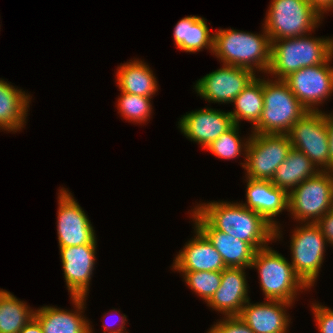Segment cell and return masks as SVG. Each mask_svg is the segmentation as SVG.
Wrapping results in <instances>:
<instances>
[{
    "label": "cell",
    "mask_w": 333,
    "mask_h": 333,
    "mask_svg": "<svg viewBox=\"0 0 333 333\" xmlns=\"http://www.w3.org/2000/svg\"><path fill=\"white\" fill-rule=\"evenodd\" d=\"M256 268L265 300L294 303L297 295L309 287L295 273L293 266L282 254L266 246L254 254L251 269Z\"/></svg>",
    "instance_id": "277c9868"
},
{
    "label": "cell",
    "mask_w": 333,
    "mask_h": 333,
    "mask_svg": "<svg viewBox=\"0 0 333 333\" xmlns=\"http://www.w3.org/2000/svg\"><path fill=\"white\" fill-rule=\"evenodd\" d=\"M311 309L320 333H333V309L312 303Z\"/></svg>",
    "instance_id": "1f68e13d"
},
{
    "label": "cell",
    "mask_w": 333,
    "mask_h": 333,
    "mask_svg": "<svg viewBox=\"0 0 333 333\" xmlns=\"http://www.w3.org/2000/svg\"><path fill=\"white\" fill-rule=\"evenodd\" d=\"M292 148L303 152L320 171H329V144L324 112L307 111L290 129Z\"/></svg>",
    "instance_id": "30bf717a"
},
{
    "label": "cell",
    "mask_w": 333,
    "mask_h": 333,
    "mask_svg": "<svg viewBox=\"0 0 333 333\" xmlns=\"http://www.w3.org/2000/svg\"><path fill=\"white\" fill-rule=\"evenodd\" d=\"M309 35L270 40L271 63L267 74L284 79L301 68L324 64L333 55V37Z\"/></svg>",
    "instance_id": "3957f363"
},
{
    "label": "cell",
    "mask_w": 333,
    "mask_h": 333,
    "mask_svg": "<svg viewBox=\"0 0 333 333\" xmlns=\"http://www.w3.org/2000/svg\"><path fill=\"white\" fill-rule=\"evenodd\" d=\"M233 125L234 122L229 112L210 107L186 113L178 121V128L183 135L198 143L203 149Z\"/></svg>",
    "instance_id": "9a60e30c"
},
{
    "label": "cell",
    "mask_w": 333,
    "mask_h": 333,
    "mask_svg": "<svg viewBox=\"0 0 333 333\" xmlns=\"http://www.w3.org/2000/svg\"><path fill=\"white\" fill-rule=\"evenodd\" d=\"M75 310L55 306L35 309L34 318L40 323L43 333H89L90 322L85 315L87 297H70Z\"/></svg>",
    "instance_id": "44dd1931"
},
{
    "label": "cell",
    "mask_w": 333,
    "mask_h": 333,
    "mask_svg": "<svg viewBox=\"0 0 333 333\" xmlns=\"http://www.w3.org/2000/svg\"><path fill=\"white\" fill-rule=\"evenodd\" d=\"M206 19L201 16H186L174 27L173 38L177 49L189 53L203 51L213 52L214 34L210 32Z\"/></svg>",
    "instance_id": "cb8c5ba5"
},
{
    "label": "cell",
    "mask_w": 333,
    "mask_h": 333,
    "mask_svg": "<svg viewBox=\"0 0 333 333\" xmlns=\"http://www.w3.org/2000/svg\"><path fill=\"white\" fill-rule=\"evenodd\" d=\"M192 221L221 255L225 266L230 268H249L256 250L247 242L216 230L195 208L191 210Z\"/></svg>",
    "instance_id": "e0dca14e"
},
{
    "label": "cell",
    "mask_w": 333,
    "mask_h": 333,
    "mask_svg": "<svg viewBox=\"0 0 333 333\" xmlns=\"http://www.w3.org/2000/svg\"><path fill=\"white\" fill-rule=\"evenodd\" d=\"M194 208L216 230L249 243L256 251L275 240V227L240 202L211 201Z\"/></svg>",
    "instance_id": "6da1fadb"
},
{
    "label": "cell",
    "mask_w": 333,
    "mask_h": 333,
    "mask_svg": "<svg viewBox=\"0 0 333 333\" xmlns=\"http://www.w3.org/2000/svg\"><path fill=\"white\" fill-rule=\"evenodd\" d=\"M256 76L250 69L222 64L220 69L198 79L194 89L207 102L232 104Z\"/></svg>",
    "instance_id": "4fadbf2b"
},
{
    "label": "cell",
    "mask_w": 333,
    "mask_h": 333,
    "mask_svg": "<svg viewBox=\"0 0 333 333\" xmlns=\"http://www.w3.org/2000/svg\"><path fill=\"white\" fill-rule=\"evenodd\" d=\"M326 242L333 246V209L327 211L317 222Z\"/></svg>",
    "instance_id": "d6a6232c"
},
{
    "label": "cell",
    "mask_w": 333,
    "mask_h": 333,
    "mask_svg": "<svg viewBox=\"0 0 333 333\" xmlns=\"http://www.w3.org/2000/svg\"><path fill=\"white\" fill-rule=\"evenodd\" d=\"M207 333H254L239 316H225L208 329Z\"/></svg>",
    "instance_id": "4dcf8cb0"
},
{
    "label": "cell",
    "mask_w": 333,
    "mask_h": 333,
    "mask_svg": "<svg viewBox=\"0 0 333 333\" xmlns=\"http://www.w3.org/2000/svg\"><path fill=\"white\" fill-rule=\"evenodd\" d=\"M194 238L186 242L182 250L174 257L172 270L174 271H220L225 263L219 252L209 240L194 227Z\"/></svg>",
    "instance_id": "ffe728a7"
},
{
    "label": "cell",
    "mask_w": 333,
    "mask_h": 333,
    "mask_svg": "<svg viewBox=\"0 0 333 333\" xmlns=\"http://www.w3.org/2000/svg\"><path fill=\"white\" fill-rule=\"evenodd\" d=\"M292 304L278 300L252 304L249 300L238 316L254 333H287L291 319L286 311Z\"/></svg>",
    "instance_id": "ac0fdd59"
},
{
    "label": "cell",
    "mask_w": 333,
    "mask_h": 333,
    "mask_svg": "<svg viewBox=\"0 0 333 333\" xmlns=\"http://www.w3.org/2000/svg\"><path fill=\"white\" fill-rule=\"evenodd\" d=\"M151 98L121 92L117 101L118 112L128 122L146 123L152 116Z\"/></svg>",
    "instance_id": "f1b7e54d"
},
{
    "label": "cell",
    "mask_w": 333,
    "mask_h": 333,
    "mask_svg": "<svg viewBox=\"0 0 333 333\" xmlns=\"http://www.w3.org/2000/svg\"><path fill=\"white\" fill-rule=\"evenodd\" d=\"M182 274L185 284L200 296L204 302H208L221 284L220 271H178Z\"/></svg>",
    "instance_id": "f546056e"
},
{
    "label": "cell",
    "mask_w": 333,
    "mask_h": 333,
    "mask_svg": "<svg viewBox=\"0 0 333 333\" xmlns=\"http://www.w3.org/2000/svg\"><path fill=\"white\" fill-rule=\"evenodd\" d=\"M246 268H225L221 273V284L207 302L212 310L225 316H238L243 306L251 300L248 296Z\"/></svg>",
    "instance_id": "d6986e66"
},
{
    "label": "cell",
    "mask_w": 333,
    "mask_h": 333,
    "mask_svg": "<svg viewBox=\"0 0 333 333\" xmlns=\"http://www.w3.org/2000/svg\"><path fill=\"white\" fill-rule=\"evenodd\" d=\"M232 103L235 109L229 113L234 124L240 125L241 120H246L253 128L258 123L264 107L263 78L256 76Z\"/></svg>",
    "instance_id": "484cf974"
},
{
    "label": "cell",
    "mask_w": 333,
    "mask_h": 333,
    "mask_svg": "<svg viewBox=\"0 0 333 333\" xmlns=\"http://www.w3.org/2000/svg\"><path fill=\"white\" fill-rule=\"evenodd\" d=\"M76 201L68 189H59L56 223L59 248L97 244L95 230Z\"/></svg>",
    "instance_id": "7c38bea8"
},
{
    "label": "cell",
    "mask_w": 333,
    "mask_h": 333,
    "mask_svg": "<svg viewBox=\"0 0 333 333\" xmlns=\"http://www.w3.org/2000/svg\"><path fill=\"white\" fill-rule=\"evenodd\" d=\"M94 330H92V326L89 325V333H94ZM107 333H128V331L126 332L125 330L123 331H117V332H107Z\"/></svg>",
    "instance_id": "74e56055"
},
{
    "label": "cell",
    "mask_w": 333,
    "mask_h": 333,
    "mask_svg": "<svg viewBox=\"0 0 333 333\" xmlns=\"http://www.w3.org/2000/svg\"><path fill=\"white\" fill-rule=\"evenodd\" d=\"M34 316L35 310L26 302L0 289V333H18Z\"/></svg>",
    "instance_id": "4316f807"
},
{
    "label": "cell",
    "mask_w": 333,
    "mask_h": 333,
    "mask_svg": "<svg viewBox=\"0 0 333 333\" xmlns=\"http://www.w3.org/2000/svg\"><path fill=\"white\" fill-rule=\"evenodd\" d=\"M113 315V313L111 314ZM127 316L125 314H122L119 321L120 322L119 324H117L118 327H115L113 323H109V321L107 322L106 320H104L105 322L103 323V328H104V332L103 333H107V332H117V331H123V330H126L125 329V325H126V322H127ZM110 324V325H109ZM114 326V327H113ZM114 328V329H113Z\"/></svg>",
    "instance_id": "d590c367"
},
{
    "label": "cell",
    "mask_w": 333,
    "mask_h": 333,
    "mask_svg": "<svg viewBox=\"0 0 333 333\" xmlns=\"http://www.w3.org/2000/svg\"><path fill=\"white\" fill-rule=\"evenodd\" d=\"M246 208L259 213L275 227V239H281L283 231L276 221L282 211H288V193L276 187L271 181L246 178Z\"/></svg>",
    "instance_id": "2e32d148"
},
{
    "label": "cell",
    "mask_w": 333,
    "mask_h": 333,
    "mask_svg": "<svg viewBox=\"0 0 333 333\" xmlns=\"http://www.w3.org/2000/svg\"><path fill=\"white\" fill-rule=\"evenodd\" d=\"M119 91L129 94L153 97L158 91V84L148 64L139 59L120 64L116 72Z\"/></svg>",
    "instance_id": "603a6c76"
},
{
    "label": "cell",
    "mask_w": 333,
    "mask_h": 333,
    "mask_svg": "<svg viewBox=\"0 0 333 333\" xmlns=\"http://www.w3.org/2000/svg\"><path fill=\"white\" fill-rule=\"evenodd\" d=\"M319 171L303 152L292 148L287 158L275 171L271 182L289 194L304 180L315 176Z\"/></svg>",
    "instance_id": "d4e9b609"
},
{
    "label": "cell",
    "mask_w": 333,
    "mask_h": 333,
    "mask_svg": "<svg viewBox=\"0 0 333 333\" xmlns=\"http://www.w3.org/2000/svg\"><path fill=\"white\" fill-rule=\"evenodd\" d=\"M32 96L0 79V130L15 133L26 125Z\"/></svg>",
    "instance_id": "7402d4cb"
},
{
    "label": "cell",
    "mask_w": 333,
    "mask_h": 333,
    "mask_svg": "<svg viewBox=\"0 0 333 333\" xmlns=\"http://www.w3.org/2000/svg\"><path fill=\"white\" fill-rule=\"evenodd\" d=\"M97 244L59 248L66 288L70 297H88L96 261Z\"/></svg>",
    "instance_id": "5bb4252c"
},
{
    "label": "cell",
    "mask_w": 333,
    "mask_h": 333,
    "mask_svg": "<svg viewBox=\"0 0 333 333\" xmlns=\"http://www.w3.org/2000/svg\"><path fill=\"white\" fill-rule=\"evenodd\" d=\"M332 58L333 55L324 64L301 68L283 79L307 111H319L317 106L333 93Z\"/></svg>",
    "instance_id": "8fae6325"
},
{
    "label": "cell",
    "mask_w": 333,
    "mask_h": 333,
    "mask_svg": "<svg viewBox=\"0 0 333 333\" xmlns=\"http://www.w3.org/2000/svg\"><path fill=\"white\" fill-rule=\"evenodd\" d=\"M213 52L221 63L242 67L264 74L268 73L271 63V41L265 31L261 34L235 29L215 31Z\"/></svg>",
    "instance_id": "7a4b0ae2"
},
{
    "label": "cell",
    "mask_w": 333,
    "mask_h": 333,
    "mask_svg": "<svg viewBox=\"0 0 333 333\" xmlns=\"http://www.w3.org/2000/svg\"><path fill=\"white\" fill-rule=\"evenodd\" d=\"M239 126L240 125L234 124L229 130L222 133L205 149L209 150L220 159L231 160L238 158L241 154L244 156V159H246V150L250 140V135L244 140L240 138Z\"/></svg>",
    "instance_id": "83f0119b"
},
{
    "label": "cell",
    "mask_w": 333,
    "mask_h": 333,
    "mask_svg": "<svg viewBox=\"0 0 333 333\" xmlns=\"http://www.w3.org/2000/svg\"><path fill=\"white\" fill-rule=\"evenodd\" d=\"M333 209V171H319L288 194V212L299 223H316Z\"/></svg>",
    "instance_id": "52a82bcc"
},
{
    "label": "cell",
    "mask_w": 333,
    "mask_h": 333,
    "mask_svg": "<svg viewBox=\"0 0 333 333\" xmlns=\"http://www.w3.org/2000/svg\"><path fill=\"white\" fill-rule=\"evenodd\" d=\"M263 77L264 107L251 133L288 134L291 127L307 112L283 79Z\"/></svg>",
    "instance_id": "5b68a950"
},
{
    "label": "cell",
    "mask_w": 333,
    "mask_h": 333,
    "mask_svg": "<svg viewBox=\"0 0 333 333\" xmlns=\"http://www.w3.org/2000/svg\"><path fill=\"white\" fill-rule=\"evenodd\" d=\"M291 231V265L295 273L311 289L323 265L326 239L316 223H301Z\"/></svg>",
    "instance_id": "9c48e42d"
},
{
    "label": "cell",
    "mask_w": 333,
    "mask_h": 333,
    "mask_svg": "<svg viewBox=\"0 0 333 333\" xmlns=\"http://www.w3.org/2000/svg\"><path fill=\"white\" fill-rule=\"evenodd\" d=\"M268 8L262 26L270 40L311 34L324 17L307 0H272Z\"/></svg>",
    "instance_id": "8992f818"
},
{
    "label": "cell",
    "mask_w": 333,
    "mask_h": 333,
    "mask_svg": "<svg viewBox=\"0 0 333 333\" xmlns=\"http://www.w3.org/2000/svg\"><path fill=\"white\" fill-rule=\"evenodd\" d=\"M324 117L327 126L328 144H329V171H333V113L326 114Z\"/></svg>",
    "instance_id": "836d02e7"
},
{
    "label": "cell",
    "mask_w": 333,
    "mask_h": 333,
    "mask_svg": "<svg viewBox=\"0 0 333 333\" xmlns=\"http://www.w3.org/2000/svg\"><path fill=\"white\" fill-rule=\"evenodd\" d=\"M291 149L287 134L251 133L246 159L240 163L246 178L271 181Z\"/></svg>",
    "instance_id": "ba28073f"
},
{
    "label": "cell",
    "mask_w": 333,
    "mask_h": 333,
    "mask_svg": "<svg viewBox=\"0 0 333 333\" xmlns=\"http://www.w3.org/2000/svg\"><path fill=\"white\" fill-rule=\"evenodd\" d=\"M313 5L322 15L332 10L333 12V0H307ZM328 11V12H327Z\"/></svg>",
    "instance_id": "e575fe53"
},
{
    "label": "cell",
    "mask_w": 333,
    "mask_h": 333,
    "mask_svg": "<svg viewBox=\"0 0 333 333\" xmlns=\"http://www.w3.org/2000/svg\"><path fill=\"white\" fill-rule=\"evenodd\" d=\"M18 333H43L40 323L34 318Z\"/></svg>",
    "instance_id": "8d00e7d4"
}]
</instances>
